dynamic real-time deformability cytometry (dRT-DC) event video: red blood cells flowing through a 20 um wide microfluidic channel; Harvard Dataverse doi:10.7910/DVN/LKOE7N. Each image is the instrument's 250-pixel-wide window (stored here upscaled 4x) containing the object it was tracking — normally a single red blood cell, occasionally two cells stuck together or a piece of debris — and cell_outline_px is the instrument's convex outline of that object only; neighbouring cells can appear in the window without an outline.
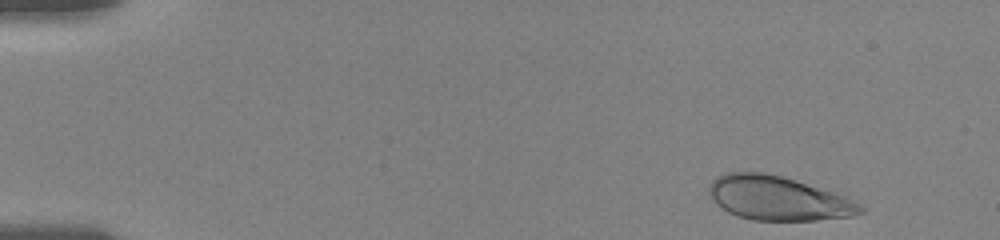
{"species": "human", "species_latin": "Homo sapiens", "temperature_condition": "room temperature", "stored_images_in_passage": 45, "camera_frame_rate_fps": 3000, "um_per_image_px": 0.085, "donor": {"sex": "female"}, "frame": {"image": 1, "passage_image": 2, "time_ms": 0.333, "image_size_px": [1000, 240], "cell_outline_px": [[864, 212], [852, 216], [816, 220], [752, 220], [728, 212], [716, 204], [712, 200], [708, 188], [708, 184], [712, 180], [724, 172], [764, 172], [780, 176], [848, 196], [860, 204], [864, 208]], "centroid_in_image_um": [66.13, 16.85], "position_along_channel_um": 18.9, "area_um2": 38.9}}
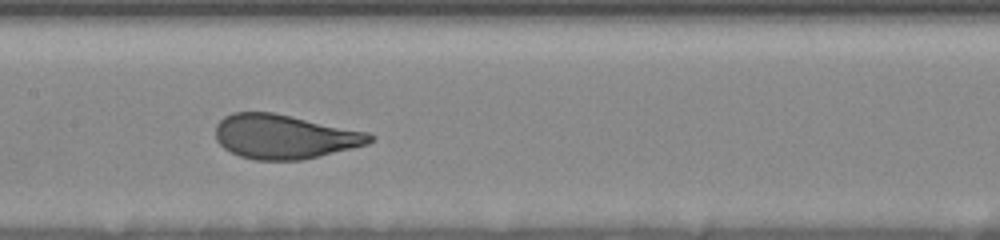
{"frame": {"image": 2, "passage_image": 25, "time_ms": 8.0, "image_size_px": [1000, 240], "cell_outline_px": [[376, 140], [368, 144], [320, 156], [300, 160], [256, 160], [240, 156], [224, 148], [216, 140], [216, 124], [224, 116], [232, 112], [272, 112], [292, 116], [368, 132], [376, 136]], "centroid_in_image_um": [24.19, 11.61], "position_along_channel_um": 183.2, "area_um2": 39.88}}
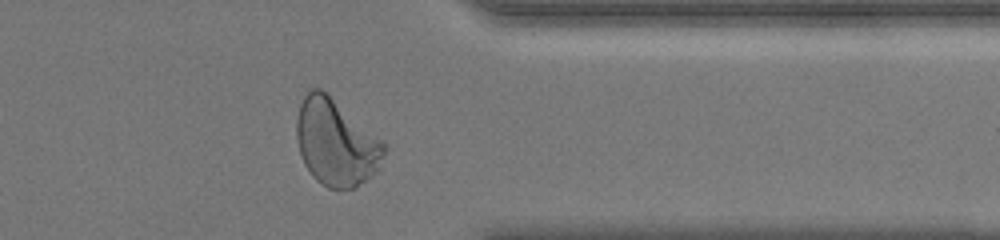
{"frame": {"image": 3, "passage_image": 42, "time_ms": 13.667, "image_size_px": [1000, 240], "cell_outline_px": [[388, 148], [380, 168], [376, 172], [356, 188], [328, 188], [316, 180], [312, 176], [304, 164], [300, 152], [296, 136], [296, 120], [300, 104], [304, 96], [312, 88], [320, 88], [380, 140]], "centroid_in_image_um": [28.55, 12.16], "position_along_channel_um": 382.9, "area_um2": 43.47}, "authors_computed_cell_mechanics": {"area_um2": 40.1132, "velocity_mm_per_s": 3.6143, "shape_relaxation_time_tau1_ms": 3.7294, "shape_relaxation_time_tau2_ms": null, "deformation_change_tau1": 0.1603, "deformation_change_tau2": null}}